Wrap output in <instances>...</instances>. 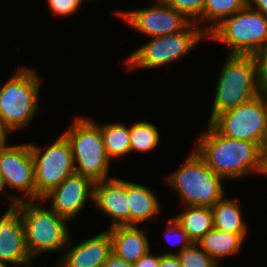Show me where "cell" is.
<instances>
[{"label": "cell", "instance_id": "obj_37", "mask_svg": "<svg viewBox=\"0 0 267 267\" xmlns=\"http://www.w3.org/2000/svg\"><path fill=\"white\" fill-rule=\"evenodd\" d=\"M5 184H4V181H3V178H2V174H1V171H0V191H2L4 193V187Z\"/></svg>", "mask_w": 267, "mask_h": 267}, {"label": "cell", "instance_id": "obj_18", "mask_svg": "<svg viewBox=\"0 0 267 267\" xmlns=\"http://www.w3.org/2000/svg\"><path fill=\"white\" fill-rule=\"evenodd\" d=\"M127 200L130 226H136L148 219L155 221L157 212L160 211V204L155 193L148 187L127 181Z\"/></svg>", "mask_w": 267, "mask_h": 267}, {"label": "cell", "instance_id": "obj_29", "mask_svg": "<svg viewBox=\"0 0 267 267\" xmlns=\"http://www.w3.org/2000/svg\"><path fill=\"white\" fill-rule=\"evenodd\" d=\"M168 224H169V226H168ZM168 224H167V230H166L168 232V234L169 235L172 234V236H173V233H174V235H176V234L179 235L178 236L179 239H176V242H177V244H179V243L182 244V247L180 248L178 253H180L183 249H185V248H187V247H189V246H191L193 244V242L189 238L187 232L180 226V223L175 218L169 219ZM166 235H167V233H166Z\"/></svg>", "mask_w": 267, "mask_h": 267}, {"label": "cell", "instance_id": "obj_1", "mask_svg": "<svg viewBox=\"0 0 267 267\" xmlns=\"http://www.w3.org/2000/svg\"><path fill=\"white\" fill-rule=\"evenodd\" d=\"M200 135L195 151L206 165L224 179H238L262 171L263 150L259 143L232 139L220 134L210 123Z\"/></svg>", "mask_w": 267, "mask_h": 267}, {"label": "cell", "instance_id": "obj_3", "mask_svg": "<svg viewBox=\"0 0 267 267\" xmlns=\"http://www.w3.org/2000/svg\"><path fill=\"white\" fill-rule=\"evenodd\" d=\"M36 73L21 67L0 88V125L10 133L28 126L38 110L42 81Z\"/></svg>", "mask_w": 267, "mask_h": 267}, {"label": "cell", "instance_id": "obj_24", "mask_svg": "<svg viewBox=\"0 0 267 267\" xmlns=\"http://www.w3.org/2000/svg\"><path fill=\"white\" fill-rule=\"evenodd\" d=\"M159 131L147 121H138L129 127L130 151L148 152L159 143Z\"/></svg>", "mask_w": 267, "mask_h": 267}, {"label": "cell", "instance_id": "obj_21", "mask_svg": "<svg viewBox=\"0 0 267 267\" xmlns=\"http://www.w3.org/2000/svg\"><path fill=\"white\" fill-rule=\"evenodd\" d=\"M236 200H227L224 197L212 207L214 228L231 234H246L247 226L242 220L241 209Z\"/></svg>", "mask_w": 267, "mask_h": 267}, {"label": "cell", "instance_id": "obj_16", "mask_svg": "<svg viewBox=\"0 0 267 267\" xmlns=\"http://www.w3.org/2000/svg\"><path fill=\"white\" fill-rule=\"evenodd\" d=\"M111 253V236L105 230L67 250L57 267H102Z\"/></svg>", "mask_w": 267, "mask_h": 267}, {"label": "cell", "instance_id": "obj_7", "mask_svg": "<svg viewBox=\"0 0 267 267\" xmlns=\"http://www.w3.org/2000/svg\"><path fill=\"white\" fill-rule=\"evenodd\" d=\"M208 37L228 45L229 55H253L267 48V17L247 5L225 18Z\"/></svg>", "mask_w": 267, "mask_h": 267}, {"label": "cell", "instance_id": "obj_22", "mask_svg": "<svg viewBox=\"0 0 267 267\" xmlns=\"http://www.w3.org/2000/svg\"><path fill=\"white\" fill-rule=\"evenodd\" d=\"M247 5L248 0H206L203 13L195 23L199 25L203 20H210V22L212 20L213 24H209L210 27L204 29V31L209 34L225 18L230 17Z\"/></svg>", "mask_w": 267, "mask_h": 267}, {"label": "cell", "instance_id": "obj_31", "mask_svg": "<svg viewBox=\"0 0 267 267\" xmlns=\"http://www.w3.org/2000/svg\"><path fill=\"white\" fill-rule=\"evenodd\" d=\"M102 267H134L132 263L116 256L113 252L108 256Z\"/></svg>", "mask_w": 267, "mask_h": 267}, {"label": "cell", "instance_id": "obj_34", "mask_svg": "<svg viewBox=\"0 0 267 267\" xmlns=\"http://www.w3.org/2000/svg\"><path fill=\"white\" fill-rule=\"evenodd\" d=\"M8 134H10V132L6 128L0 125V152L6 146V140L8 139Z\"/></svg>", "mask_w": 267, "mask_h": 267}, {"label": "cell", "instance_id": "obj_27", "mask_svg": "<svg viewBox=\"0 0 267 267\" xmlns=\"http://www.w3.org/2000/svg\"><path fill=\"white\" fill-rule=\"evenodd\" d=\"M256 64L257 86L259 93L267 97V48L252 55Z\"/></svg>", "mask_w": 267, "mask_h": 267}, {"label": "cell", "instance_id": "obj_25", "mask_svg": "<svg viewBox=\"0 0 267 267\" xmlns=\"http://www.w3.org/2000/svg\"><path fill=\"white\" fill-rule=\"evenodd\" d=\"M176 255L182 267H218L217 263L203 251L197 243L183 249L180 253H164Z\"/></svg>", "mask_w": 267, "mask_h": 267}, {"label": "cell", "instance_id": "obj_6", "mask_svg": "<svg viewBox=\"0 0 267 267\" xmlns=\"http://www.w3.org/2000/svg\"><path fill=\"white\" fill-rule=\"evenodd\" d=\"M220 72L209 123L220 113L258 96L252 55H229Z\"/></svg>", "mask_w": 267, "mask_h": 267}, {"label": "cell", "instance_id": "obj_10", "mask_svg": "<svg viewBox=\"0 0 267 267\" xmlns=\"http://www.w3.org/2000/svg\"><path fill=\"white\" fill-rule=\"evenodd\" d=\"M41 149L30 144L35 162V201H42L53 188L75 173L72 149L63 134L44 153Z\"/></svg>", "mask_w": 267, "mask_h": 267}, {"label": "cell", "instance_id": "obj_13", "mask_svg": "<svg viewBox=\"0 0 267 267\" xmlns=\"http://www.w3.org/2000/svg\"><path fill=\"white\" fill-rule=\"evenodd\" d=\"M94 184L90 178L74 173L46 194L42 202L51 198L50 208L69 221L80 213L89 197L93 201Z\"/></svg>", "mask_w": 267, "mask_h": 267}, {"label": "cell", "instance_id": "obj_20", "mask_svg": "<svg viewBox=\"0 0 267 267\" xmlns=\"http://www.w3.org/2000/svg\"><path fill=\"white\" fill-rule=\"evenodd\" d=\"M185 210L175 217L187 232L193 243H197L207 232L214 228L211 207L184 206Z\"/></svg>", "mask_w": 267, "mask_h": 267}, {"label": "cell", "instance_id": "obj_32", "mask_svg": "<svg viewBox=\"0 0 267 267\" xmlns=\"http://www.w3.org/2000/svg\"><path fill=\"white\" fill-rule=\"evenodd\" d=\"M159 267H182L176 255L161 254Z\"/></svg>", "mask_w": 267, "mask_h": 267}, {"label": "cell", "instance_id": "obj_5", "mask_svg": "<svg viewBox=\"0 0 267 267\" xmlns=\"http://www.w3.org/2000/svg\"><path fill=\"white\" fill-rule=\"evenodd\" d=\"M71 126L63 135L72 149L75 173L90 178L94 183L109 179L111 160L98 123L87 117H76Z\"/></svg>", "mask_w": 267, "mask_h": 267}, {"label": "cell", "instance_id": "obj_23", "mask_svg": "<svg viewBox=\"0 0 267 267\" xmlns=\"http://www.w3.org/2000/svg\"><path fill=\"white\" fill-rule=\"evenodd\" d=\"M106 153L111 160L119 158L130 151L129 127L122 123L99 125Z\"/></svg>", "mask_w": 267, "mask_h": 267}, {"label": "cell", "instance_id": "obj_30", "mask_svg": "<svg viewBox=\"0 0 267 267\" xmlns=\"http://www.w3.org/2000/svg\"><path fill=\"white\" fill-rule=\"evenodd\" d=\"M160 259L161 255L154 256L153 254H150V251H148L133 265L134 267H159Z\"/></svg>", "mask_w": 267, "mask_h": 267}, {"label": "cell", "instance_id": "obj_8", "mask_svg": "<svg viewBox=\"0 0 267 267\" xmlns=\"http://www.w3.org/2000/svg\"><path fill=\"white\" fill-rule=\"evenodd\" d=\"M191 22L183 31L175 34L153 37L152 40L130 54L125 62L128 69L157 68L178 60L208 34L204 28Z\"/></svg>", "mask_w": 267, "mask_h": 267}, {"label": "cell", "instance_id": "obj_28", "mask_svg": "<svg viewBox=\"0 0 267 267\" xmlns=\"http://www.w3.org/2000/svg\"><path fill=\"white\" fill-rule=\"evenodd\" d=\"M82 0H47L51 11L57 16H68L73 14L81 6Z\"/></svg>", "mask_w": 267, "mask_h": 267}, {"label": "cell", "instance_id": "obj_11", "mask_svg": "<svg viewBox=\"0 0 267 267\" xmlns=\"http://www.w3.org/2000/svg\"><path fill=\"white\" fill-rule=\"evenodd\" d=\"M150 8L117 12L132 28L150 38L175 34L183 31L192 21L182 12L170 7L162 0H156Z\"/></svg>", "mask_w": 267, "mask_h": 267}, {"label": "cell", "instance_id": "obj_26", "mask_svg": "<svg viewBox=\"0 0 267 267\" xmlns=\"http://www.w3.org/2000/svg\"><path fill=\"white\" fill-rule=\"evenodd\" d=\"M164 3L182 12L190 21H197L202 13L206 0H162Z\"/></svg>", "mask_w": 267, "mask_h": 267}, {"label": "cell", "instance_id": "obj_12", "mask_svg": "<svg viewBox=\"0 0 267 267\" xmlns=\"http://www.w3.org/2000/svg\"><path fill=\"white\" fill-rule=\"evenodd\" d=\"M0 171L5 186L35 200V162L29 144L6 145L0 152Z\"/></svg>", "mask_w": 267, "mask_h": 267}, {"label": "cell", "instance_id": "obj_9", "mask_svg": "<svg viewBox=\"0 0 267 267\" xmlns=\"http://www.w3.org/2000/svg\"><path fill=\"white\" fill-rule=\"evenodd\" d=\"M267 119V97L259 94L235 108L218 114L210 124L223 136L259 143Z\"/></svg>", "mask_w": 267, "mask_h": 267}, {"label": "cell", "instance_id": "obj_14", "mask_svg": "<svg viewBox=\"0 0 267 267\" xmlns=\"http://www.w3.org/2000/svg\"><path fill=\"white\" fill-rule=\"evenodd\" d=\"M0 260L6 264L30 265L20 210L10 205L0 218Z\"/></svg>", "mask_w": 267, "mask_h": 267}, {"label": "cell", "instance_id": "obj_19", "mask_svg": "<svg viewBox=\"0 0 267 267\" xmlns=\"http://www.w3.org/2000/svg\"><path fill=\"white\" fill-rule=\"evenodd\" d=\"M246 234H231L213 228L197 244L218 263L219 258L232 256L239 251Z\"/></svg>", "mask_w": 267, "mask_h": 267}, {"label": "cell", "instance_id": "obj_2", "mask_svg": "<svg viewBox=\"0 0 267 267\" xmlns=\"http://www.w3.org/2000/svg\"><path fill=\"white\" fill-rule=\"evenodd\" d=\"M8 198L20 210L26 247L32 259L41 252H55L68 246L70 230L67 229V219L51 208L33 204V200L25 201L16 196Z\"/></svg>", "mask_w": 267, "mask_h": 267}, {"label": "cell", "instance_id": "obj_33", "mask_svg": "<svg viewBox=\"0 0 267 267\" xmlns=\"http://www.w3.org/2000/svg\"><path fill=\"white\" fill-rule=\"evenodd\" d=\"M248 5L267 17V0H248Z\"/></svg>", "mask_w": 267, "mask_h": 267}, {"label": "cell", "instance_id": "obj_38", "mask_svg": "<svg viewBox=\"0 0 267 267\" xmlns=\"http://www.w3.org/2000/svg\"><path fill=\"white\" fill-rule=\"evenodd\" d=\"M0 267H8V265L5 262L0 260Z\"/></svg>", "mask_w": 267, "mask_h": 267}, {"label": "cell", "instance_id": "obj_17", "mask_svg": "<svg viewBox=\"0 0 267 267\" xmlns=\"http://www.w3.org/2000/svg\"><path fill=\"white\" fill-rule=\"evenodd\" d=\"M112 242V252L134 264L150 251L148 237L138 226H116L109 228Z\"/></svg>", "mask_w": 267, "mask_h": 267}, {"label": "cell", "instance_id": "obj_4", "mask_svg": "<svg viewBox=\"0 0 267 267\" xmlns=\"http://www.w3.org/2000/svg\"><path fill=\"white\" fill-rule=\"evenodd\" d=\"M178 170L166 178L186 206L212 207L224 197L223 177L214 173L193 150Z\"/></svg>", "mask_w": 267, "mask_h": 267}, {"label": "cell", "instance_id": "obj_35", "mask_svg": "<svg viewBox=\"0 0 267 267\" xmlns=\"http://www.w3.org/2000/svg\"><path fill=\"white\" fill-rule=\"evenodd\" d=\"M263 175H267V151H263L262 171Z\"/></svg>", "mask_w": 267, "mask_h": 267}, {"label": "cell", "instance_id": "obj_15", "mask_svg": "<svg viewBox=\"0 0 267 267\" xmlns=\"http://www.w3.org/2000/svg\"><path fill=\"white\" fill-rule=\"evenodd\" d=\"M93 203L112 219L110 228L130 226L127 200V181L110 178L94 184Z\"/></svg>", "mask_w": 267, "mask_h": 267}, {"label": "cell", "instance_id": "obj_36", "mask_svg": "<svg viewBox=\"0 0 267 267\" xmlns=\"http://www.w3.org/2000/svg\"><path fill=\"white\" fill-rule=\"evenodd\" d=\"M262 150L267 151V119H266L265 131L262 138Z\"/></svg>", "mask_w": 267, "mask_h": 267}]
</instances>
